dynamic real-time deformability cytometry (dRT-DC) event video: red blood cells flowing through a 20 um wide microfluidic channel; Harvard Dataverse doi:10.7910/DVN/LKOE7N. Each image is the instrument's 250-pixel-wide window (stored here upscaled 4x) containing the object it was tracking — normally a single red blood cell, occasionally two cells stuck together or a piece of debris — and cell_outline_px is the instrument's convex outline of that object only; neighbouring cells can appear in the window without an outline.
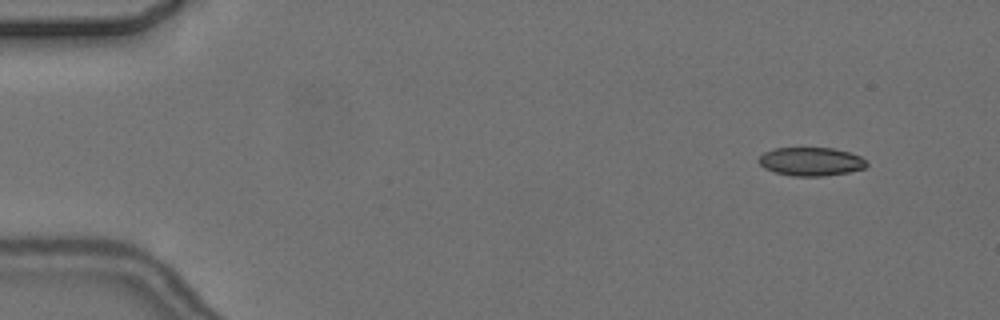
{"species": "common noctule bat (a hibernating species)", "species_latin": "Nyctalus noctula", "temperature_condition": "cold", "stored_images_in_passage": 6, "camera_frame_rate_fps": 3000, "um_per_image_px": 0.085, "animal": {"sex": "female", "body_mass_g": 24.6, "forearm_length_mm": 56.2}, "frame": {"image": 1, "passage_image": 2, "time_ms": 1.333, "image_size_px": [1000, 320], "cell_outline_px": [[868, 164], [864, 168], [848, 172], [824, 176], [792, 176], [776, 172], [764, 168], [756, 160], [764, 152], [776, 148], [832, 148], [848, 152], [860, 156], [868, 160]], "centroid_in_image_um": [68.93, 13.73], "position_along_channel_um": 16.1, "area_um2": 17.92}}
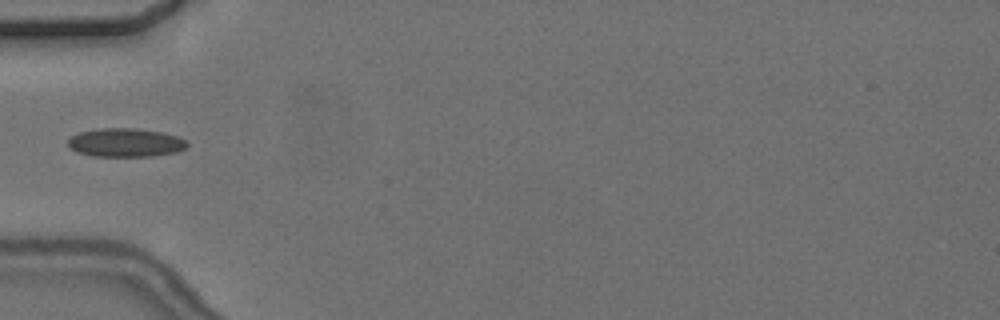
{"frame": {"image": 2, "passage_image": 6, "time_ms": 6.0, "image_size_px": [1000, 320], "cell_outline_px": [[188, 144], [184, 148], [176, 152], [152, 156], [92, 156], [76, 152], [68, 144], [68, 140], [72, 136], [80, 132], [100, 128], [132, 128], [160, 132], [176, 136], [184, 140]], "centroid_in_image_um": [10.64, 12.12], "position_along_channel_um": 74.4, "area_um2": 19.59}}